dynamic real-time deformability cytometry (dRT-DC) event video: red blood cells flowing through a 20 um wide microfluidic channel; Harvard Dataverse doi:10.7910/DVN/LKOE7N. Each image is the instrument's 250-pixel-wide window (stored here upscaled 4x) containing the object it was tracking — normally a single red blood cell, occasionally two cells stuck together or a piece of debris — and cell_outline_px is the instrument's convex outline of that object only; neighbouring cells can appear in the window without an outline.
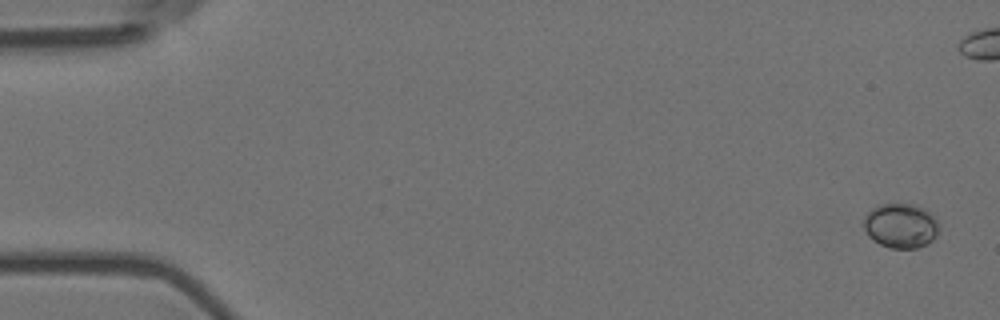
{"species": "Egyptian fruit bat (a non-hibernating species)", "species_latin": "Rousettus aegyptiacus", "temperature_condition": "room temperature", "stored_images_in_passage": 16, "camera_frame_rate_fps": 3000, "um_per_image_px": 0.085, "animal": {"sex": "female"}, "frame": {"image": 1, "passage_image": 1, "time_ms": 0.0, "image_size_px": [1000, 320], "cell_outline_px": [[940, 228], [936, 236], [932, 240], [916, 248], [888, 248], [872, 240], [868, 236], [864, 228], [864, 216], [876, 204], [912, 204], [924, 208], [936, 220]], "centroid_in_image_um": [76.53, 19.18], "position_along_channel_um": 8.5, "area_um2": 19.59}}
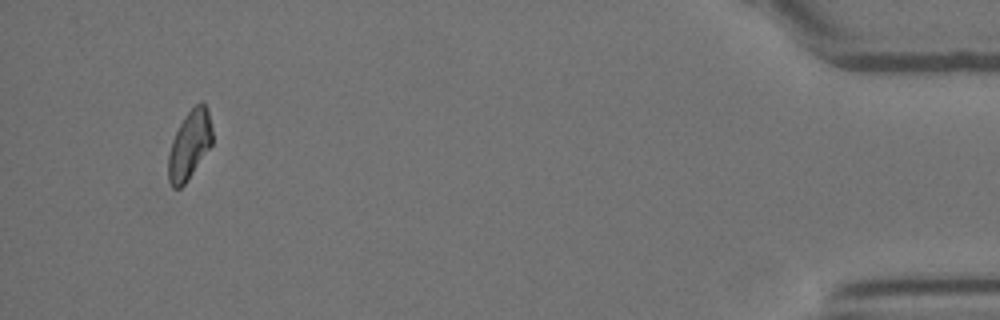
{"frame": {"image": 2, "passage_image": 16, "time_ms": 5.0, "image_size_px": [1000, 320], "cell_outline_px": [[212, 144], [184, 184], [180, 188], [172, 188], [168, 180], [168, 152], [172, 140], [184, 116], [200, 100], [204, 100], [208, 112], [212, 128]], "centroid_in_image_um": [16.1, 12.3], "position_along_channel_um": 419.1, "area_um2": 17.51}}